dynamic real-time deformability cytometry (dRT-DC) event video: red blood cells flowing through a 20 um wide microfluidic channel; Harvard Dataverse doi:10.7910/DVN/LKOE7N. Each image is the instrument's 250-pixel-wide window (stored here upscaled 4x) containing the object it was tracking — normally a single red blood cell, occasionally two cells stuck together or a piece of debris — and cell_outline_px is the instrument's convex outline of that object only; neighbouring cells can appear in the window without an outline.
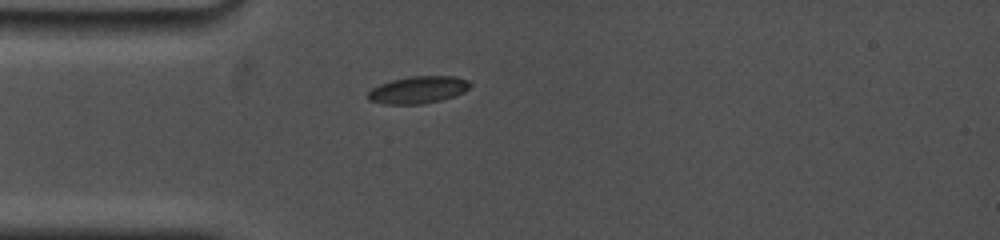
{"species": "common noctule bat (a hibernating species)", "species_latin": "Nyctalus noctula", "temperature_condition": "cold", "stored_images_in_passage": 3, "camera_frame_rate_fps": 5000, "um_per_image_px": 0.085, "animal": {"sex": "female", "body_mass_g": 19.0, "forearm_length_mm": 53.3}, "frame": {"image": 1, "passage_image": 1, "time_ms": 0.0, "image_size_px": [1000, 240], "cell_outline_px": [[472, 84], [464, 92], [440, 100], [420, 104], [384, 104], [368, 100], [368, 92], [372, 88], [380, 84], [392, 80], [412, 76], [456, 76], [472, 80]], "centroid_in_image_um": [35.57, 7.62], "position_along_channel_um": 49.4, "area_um2": 16.18}}
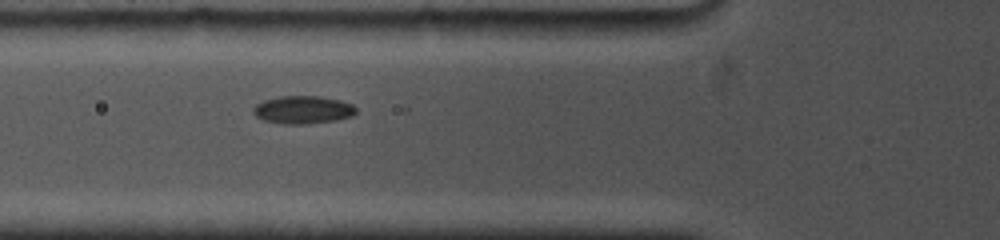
{"frame": {"image": 2, "passage_image": 3, "time_ms": 1.6, "image_size_px": [1000, 240], "cell_outline_px": [[356, 112], [352, 116], [336, 120], [304, 124], [284, 124], [264, 120], [256, 116], [252, 112], [252, 108], [256, 104], [264, 100], [280, 96], [320, 96], [340, 100], [352, 104], [356, 108]], "centroid_in_image_um": [25.74, 9.33], "position_along_channel_um": 100.1, "area_um2": 16.7}}